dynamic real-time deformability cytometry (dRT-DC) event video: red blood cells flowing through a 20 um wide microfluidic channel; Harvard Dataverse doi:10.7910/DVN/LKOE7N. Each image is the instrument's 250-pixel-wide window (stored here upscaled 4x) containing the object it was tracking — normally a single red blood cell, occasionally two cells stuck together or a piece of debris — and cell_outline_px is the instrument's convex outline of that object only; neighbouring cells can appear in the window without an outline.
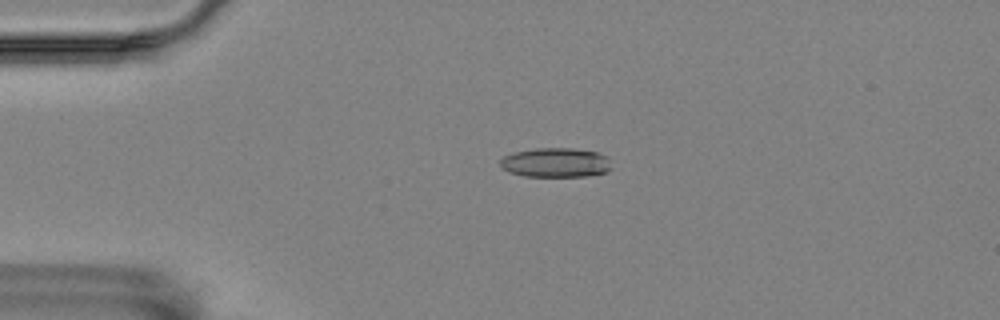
{"species": "Egyptian fruit bat (a non-hibernating species)", "species_latin": "Rousettus aegyptiacus", "temperature_condition": "room temperature", "stored_images_in_passage": 51, "camera_frame_rate_fps": 3000, "um_per_image_px": 0.085, "animal": {"sex": "female"}, "frame": {"image": 1, "passage_image": 7, "time_ms": 2.0, "image_size_px": [1000, 320], "cell_outline_px": [[612, 168], [608, 172], [588, 176], [524, 176], [508, 172], [500, 168], [500, 160], [504, 156], [512, 152], [536, 148], [572, 148], [596, 152], [608, 156]], "centroid_in_image_um": [47.23, 13.82], "position_along_channel_um": 37.8, "area_um2": 19.36}}
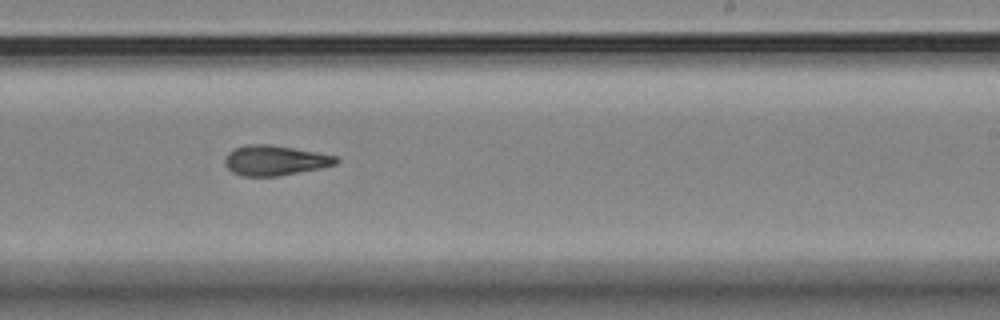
{"frame": {"image": 2, "passage_image": 29, "time_ms": 9.333, "image_size_px": [1000, 320], "cell_outline_px": [[340, 160], [336, 164], [320, 168], [280, 176], [240, 176], [232, 172], [224, 164], [224, 160], [228, 152], [244, 144], [268, 144], [316, 152], [336, 156]], "centroid_in_image_um": [23.34, 13.64], "position_along_channel_um": 265.7, "area_um2": 19.48}}
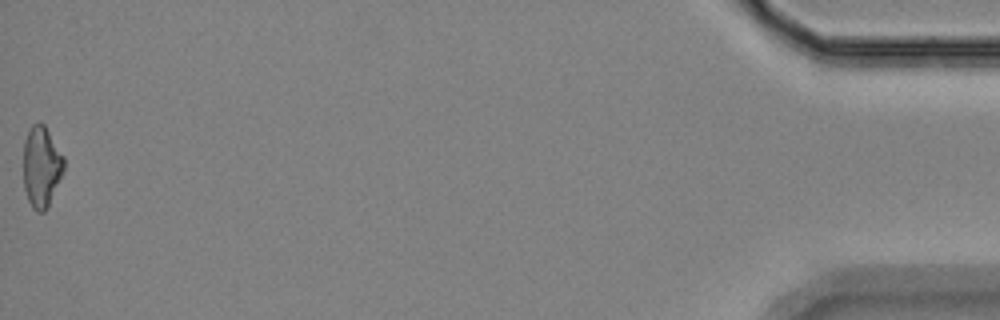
{"frame": {"image": 3, "passage_image": 51, "time_ms": 16.667, "image_size_px": [1000, 320], "cell_outline_px": [[64, 168], [48, 208], [44, 212], [36, 212], [32, 208], [28, 200], [24, 188], [24, 140], [32, 124], [44, 124], [64, 156]], "centroid_in_image_um": [3.52, 14.2], "position_along_channel_um": 431.7, "area_um2": 19.02}, "authors_computed_cell_mechanics": {"area_um2": 19.363, "velocity_mm_per_s": 3.5451, "shape_relaxation_time_tau1_ms": 4.8099, "shape_relaxation_time_tau2_ms": 4.0822, "deformation_change_tau1": 0.1524, "deformation_change_tau2": 0.1329}}